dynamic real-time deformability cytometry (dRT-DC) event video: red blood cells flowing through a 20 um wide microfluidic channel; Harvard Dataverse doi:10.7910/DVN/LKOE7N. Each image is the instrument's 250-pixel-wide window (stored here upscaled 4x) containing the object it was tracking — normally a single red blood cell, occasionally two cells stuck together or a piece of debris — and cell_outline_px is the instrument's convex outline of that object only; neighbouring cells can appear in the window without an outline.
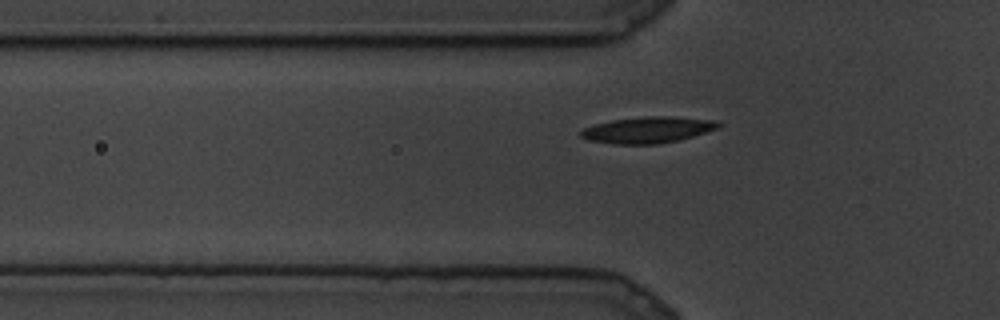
{"species": "common noctule bat (a hibernating species)", "species_latin": "Nyctalus noctula", "temperature_condition": "cold", "stored_images_in_passage": 61, "camera_frame_rate_fps": 3000, "um_per_image_px": 0.085, "animal": {"sex": "male", "body_mass_g": 19.5, "forearm_length_mm": 54.6}, "frame": {"image": 1, "passage_image": 3, "time_ms": 0.667, "image_size_px": [1000, 320], "cell_outline_px": [[724, 124], [720, 128], [680, 140], [656, 144], [616, 144], [588, 140], [580, 136], [580, 132], [584, 128], [596, 124], [612, 120], [648, 116], [672, 116], [716, 120]], "centroid_in_image_um": [55.13, 11.04], "position_along_channel_um": 70.7, "area_um2": 21.15}}
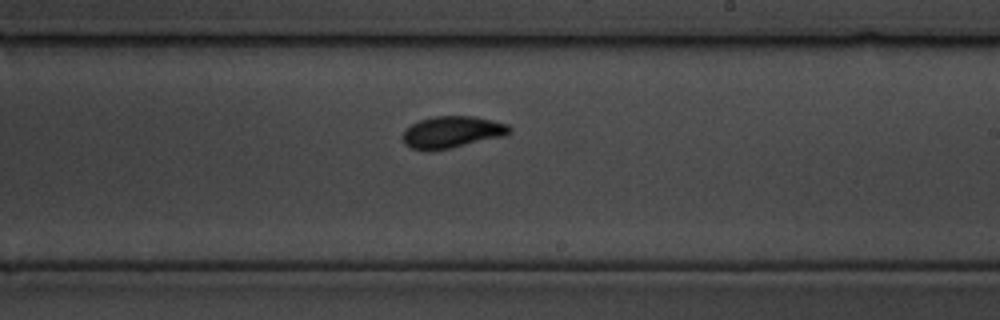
{"frame": {"image": 2, "passage_image": 27, "time_ms": 8.667, "image_size_px": [1000, 320], "cell_outline_px": [[512, 132], [508, 136], [452, 148], [412, 148], [404, 144], [400, 136], [404, 128], [420, 120], [432, 116], [472, 116], [508, 124], [512, 128]], "centroid_in_image_um": [38.46, 11.21], "position_along_channel_um": 250.5, "area_um2": 19.83}}
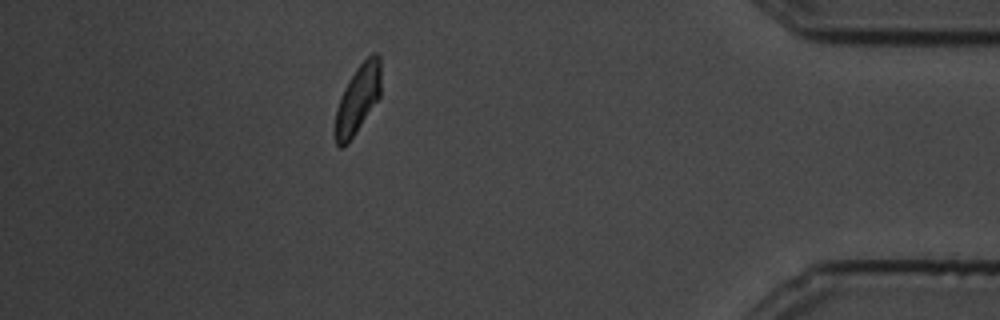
{"frame": {"image": 3, "passage_image": 53, "time_ms": 17.333, "image_size_px": [1000, 320], "cell_outline_px": [[380, 96], [348, 144], [340, 148], [336, 144], [332, 132], [336, 108], [344, 88], [356, 68], [372, 52], [376, 52], [380, 56]], "centroid_in_image_um": [30.37, 8.47], "position_along_channel_um": 404.8, "area_um2": 18.5}}